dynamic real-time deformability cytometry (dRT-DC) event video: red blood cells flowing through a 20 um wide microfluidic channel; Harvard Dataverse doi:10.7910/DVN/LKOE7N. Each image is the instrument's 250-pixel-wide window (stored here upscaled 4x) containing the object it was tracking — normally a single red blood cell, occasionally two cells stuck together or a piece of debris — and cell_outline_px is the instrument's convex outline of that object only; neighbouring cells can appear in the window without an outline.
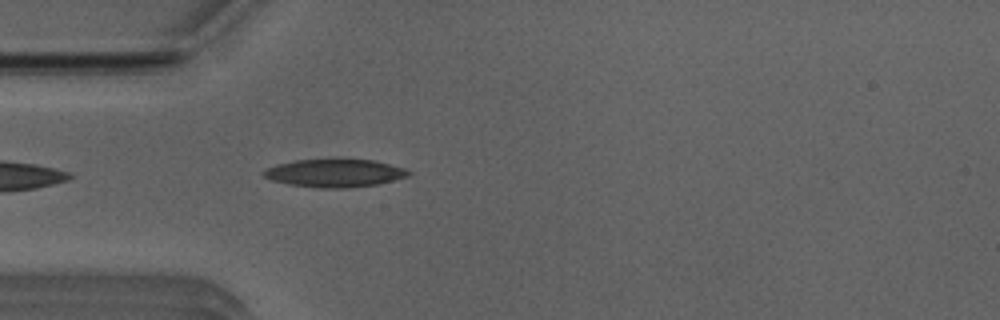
{"species": "Egyptian fruit bat (a non-hibernating species)", "species_latin": "Rousettus aegyptiacus", "temperature_condition": "room temperature", "stored_images_in_passage": 33, "camera_frame_rate_fps": 3000, "um_per_image_px": 0.085, "animal": {"sex": "male"}, "frame": {"image": 1, "passage_image": 1, "time_ms": 0.0, "image_size_px": [1000, 320], "cell_outline_px": [[412, 172], [408, 176], [380, 184], [348, 188], [320, 188], [288, 184], [272, 180], [264, 176], [260, 172], [276, 164], [296, 160], [376, 160], [404, 168]], "centroid_in_image_um": [28.46, 14.72], "position_along_channel_um": 56.5, "area_um2": 23.52}}
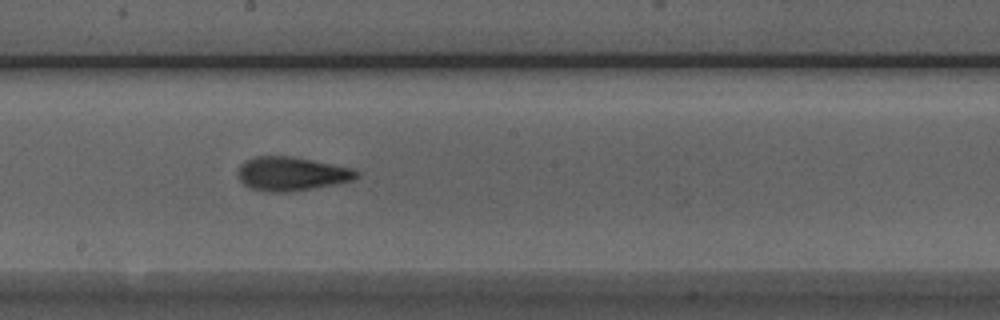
{"frame": {"image": 2, "passage_image": 14, "time_ms": 4.333, "image_size_px": [1000, 320], "cell_outline_px": [[360, 176], [352, 180], [336, 184], [316, 188], [288, 192], [272, 192], [252, 188], [244, 184], [240, 180], [236, 172], [240, 164], [244, 160], [256, 156], [288, 156], [312, 160], [352, 168], [360, 172]], "centroid_in_image_um": [24.78, 14.77], "position_along_channel_um": 223.4, "area_um2": 23.47}}
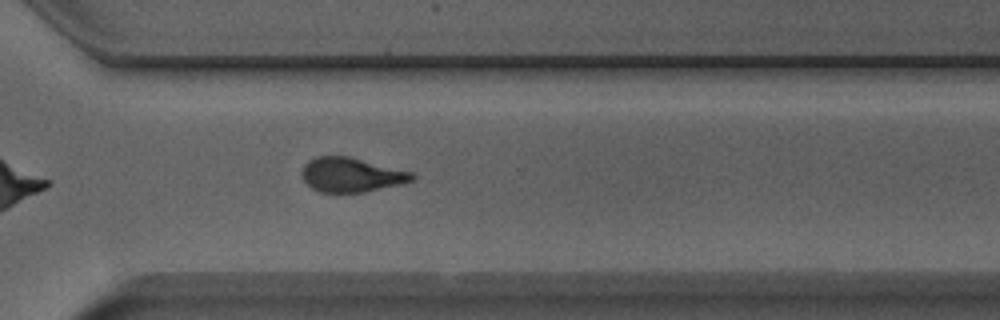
{"frame": {"image": 3, "passage_image": 23, "time_ms": 7.333, "image_size_px": [1000, 320], "cell_outline_px": [[416, 180], [400, 184], [364, 192], [320, 192], [312, 188], [300, 176], [300, 172], [304, 164], [308, 160], [316, 156], [348, 156], [416, 172]], "centroid_in_image_um": [29.89, 14.85], "position_along_channel_um": 340.7, "area_um2": 22.43}, "authors_computed_cell_mechanics": {"area_um2": 22.5998, "velocity_mm_per_s": 3.9221, "shape_relaxation_time_tau1_ms": 5.3997, "shape_relaxation_time_tau2_ms": 1.7921, "deformation_change_tau1": 0.1878, "deformation_change_tau2": 0.0946}}